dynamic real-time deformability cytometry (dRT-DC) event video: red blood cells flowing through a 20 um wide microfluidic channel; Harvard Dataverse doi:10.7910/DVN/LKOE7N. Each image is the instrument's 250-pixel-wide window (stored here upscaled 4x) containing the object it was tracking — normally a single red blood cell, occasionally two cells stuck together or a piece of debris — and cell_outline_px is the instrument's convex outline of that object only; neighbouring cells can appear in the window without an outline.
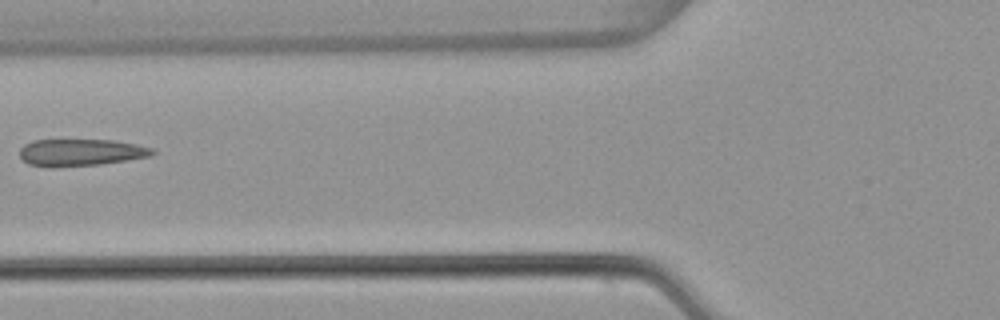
{"species": "common noctule bat (a hibernating species)", "species_latin": "Nyctalus noctula", "temperature_condition": "warm", "stored_images_in_passage": 4, "camera_frame_rate_fps": 3000, "um_per_image_px": 0.085, "animal": {"sex": "female", "body_mass_g": 22.7, "forearm_length_mm": 54.2}, "frame": {"image": 1, "passage_image": 4, "time_ms": 1.0, "image_size_px": [1000, 320], "cell_outline_px": [[156, 152], [152, 156], [100, 164], [52, 168], [28, 164], [20, 156], [20, 148], [24, 144], [32, 140], [112, 140], [136, 144], [152, 148]], "centroid_in_image_um": [6.84, 12.96], "position_along_channel_um": 119.0, "area_um2": 20.98}}